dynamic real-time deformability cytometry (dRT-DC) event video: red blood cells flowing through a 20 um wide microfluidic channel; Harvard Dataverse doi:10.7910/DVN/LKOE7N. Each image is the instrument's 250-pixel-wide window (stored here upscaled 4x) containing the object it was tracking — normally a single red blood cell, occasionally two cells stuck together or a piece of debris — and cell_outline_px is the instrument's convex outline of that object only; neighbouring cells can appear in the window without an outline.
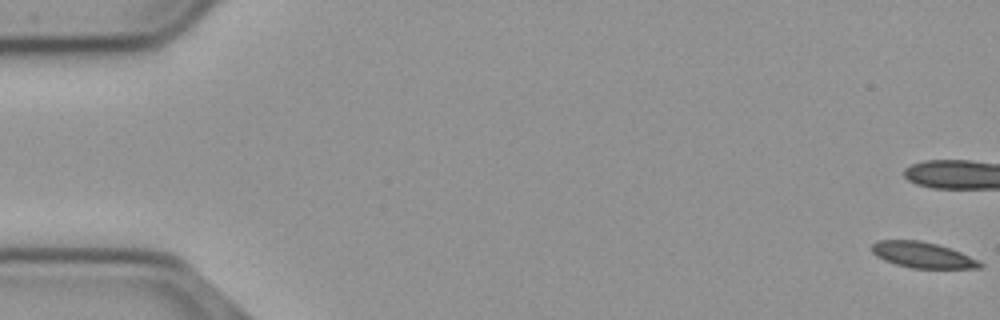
{"species": "common noctule bat (a hibernating species)", "species_latin": "Nyctalus noctula", "temperature_condition": "cold", "stored_images_in_passage": 17, "camera_frame_rate_fps": 3000, "um_per_image_px": 0.085, "animal": {"sex": "male", "body_mass_g": 23.1, "forearm_length_mm": 52.7}, "frame": {"image": 1, "passage_image": 1, "time_ms": 0.0, "image_size_px": [1000, 320], "cell_outline_px": [[984, 264], [980, 268], [912, 268], [896, 264], [884, 260], [876, 256], [872, 252], [872, 244], [880, 240], [920, 240], [936, 244], [960, 252]], "centroid_in_image_um": [78.38, 21.67], "position_along_channel_um": 6.6, "area_um2": 16.01}}